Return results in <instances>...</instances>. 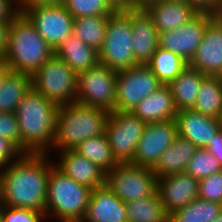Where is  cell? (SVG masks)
Instances as JSON below:
<instances>
[{"mask_svg":"<svg viewBox=\"0 0 222 222\" xmlns=\"http://www.w3.org/2000/svg\"><path fill=\"white\" fill-rule=\"evenodd\" d=\"M48 156V153L23 154L0 170V205L46 214L48 176L54 165Z\"/></svg>","mask_w":222,"mask_h":222,"instance_id":"obj_1","label":"cell"},{"mask_svg":"<svg viewBox=\"0 0 222 222\" xmlns=\"http://www.w3.org/2000/svg\"><path fill=\"white\" fill-rule=\"evenodd\" d=\"M57 105L33 87L25 94L16 109L21 133V151L48 153L55 137Z\"/></svg>","mask_w":222,"mask_h":222,"instance_id":"obj_2","label":"cell"},{"mask_svg":"<svg viewBox=\"0 0 222 222\" xmlns=\"http://www.w3.org/2000/svg\"><path fill=\"white\" fill-rule=\"evenodd\" d=\"M109 113L79 102L58 106L54 142L48 154L75 149L84 140L105 133Z\"/></svg>","mask_w":222,"mask_h":222,"instance_id":"obj_3","label":"cell"},{"mask_svg":"<svg viewBox=\"0 0 222 222\" xmlns=\"http://www.w3.org/2000/svg\"><path fill=\"white\" fill-rule=\"evenodd\" d=\"M53 55L54 49L34 23L25 13H18L11 22L8 49L3 58L12 71L32 76Z\"/></svg>","mask_w":222,"mask_h":222,"instance_id":"obj_4","label":"cell"},{"mask_svg":"<svg viewBox=\"0 0 222 222\" xmlns=\"http://www.w3.org/2000/svg\"><path fill=\"white\" fill-rule=\"evenodd\" d=\"M92 189L67 177L55 165L50 169L46 199V220L81 222Z\"/></svg>","mask_w":222,"mask_h":222,"instance_id":"obj_5","label":"cell"},{"mask_svg":"<svg viewBox=\"0 0 222 222\" xmlns=\"http://www.w3.org/2000/svg\"><path fill=\"white\" fill-rule=\"evenodd\" d=\"M133 32L131 16L117 9L108 19L103 45L99 52V63L120 71L138 65L132 50Z\"/></svg>","mask_w":222,"mask_h":222,"instance_id":"obj_6","label":"cell"},{"mask_svg":"<svg viewBox=\"0 0 222 222\" xmlns=\"http://www.w3.org/2000/svg\"><path fill=\"white\" fill-rule=\"evenodd\" d=\"M32 87L57 106L76 102L77 73L53 55L32 75Z\"/></svg>","mask_w":222,"mask_h":222,"instance_id":"obj_7","label":"cell"},{"mask_svg":"<svg viewBox=\"0 0 222 222\" xmlns=\"http://www.w3.org/2000/svg\"><path fill=\"white\" fill-rule=\"evenodd\" d=\"M157 180L152 168L132 163H118L106 173L105 184L126 203L155 194Z\"/></svg>","mask_w":222,"mask_h":222,"instance_id":"obj_8","label":"cell"},{"mask_svg":"<svg viewBox=\"0 0 222 222\" xmlns=\"http://www.w3.org/2000/svg\"><path fill=\"white\" fill-rule=\"evenodd\" d=\"M117 74L100 63L78 73L76 102L115 111Z\"/></svg>","mask_w":222,"mask_h":222,"instance_id":"obj_9","label":"cell"},{"mask_svg":"<svg viewBox=\"0 0 222 222\" xmlns=\"http://www.w3.org/2000/svg\"><path fill=\"white\" fill-rule=\"evenodd\" d=\"M146 123L131 111H111L105 133L118 163H132Z\"/></svg>","mask_w":222,"mask_h":222,"instance_id":"obj_10","label":"cell"},{"mask_svg":"<svg viewBox=\"0 0 222 222\" xmlns=\"http://www.w3.org/2000/svg\"><path fill=\"white\" fill-rule=\"evenodd\" d=\"M162 86L147 65L118 71L115 111H132L139 102Z\"/></svg>","mask_w":222,"mask_h":222,"instance_id":"obj_11","label":"cell"},{"mask_svg":"<svg viewBox=\"0 0 222 222\" xmlns=\"http://www.w3.org/2000/svg\"><path fill=\"white\" fill-rule=\"evenodd\" d=\"M215 17L211 13L200 12L181 27L159 33V47L171 51L189 63L203 40L207 25Z\"/></svg>","mask_w":222,"mask_h":222,"instance_id":"obj_12","label":"cell"},{"mask_svg":"<svg viewBox=\"0 0 222 222\" xmlns=\"http://www.w3.org/2000/svg\"><path fill=\"white\" fill-rule=\"evenodd\" d=\"M25 14L54 50L72 35L74 17L63 4L36 6L27 10Z\"/></svg>","mask_w":222,"mask_h":222,"instance_id":"obj_13","label":"cell"},{"mask_svg":"<svg viewBox=\"0 0 222 222\" xmlns=\"http://www.w3.org/2000/svg\"><path fill=\"white\" fill-rule=\"evenodd\" d=\"M177 136L175 119L146 124L132 164L153 169L162 153L172 145Z\"/></svg>","mask_w":222,"mask_h":222,"instance_id":"obj_14","label":"cell"},{"mask_svg":"<svg viewBox=\"0 0 222 222\" xmlns=\"http://www.w3.org/2000/svg\"><path fill=\"white\" fill-rule=\"evenodd\" d=\"M123 9L131 16L132 50L135 62L138 65H146L159 47L158 29L142 6L127 5Z\"/></svg>","mask_w":222,"mask_h":222,"instance_id":"obj_15","label":"cell"},{"mask_svg":"<svg viewBox=\"0 0 222 222\" xmlns=\"http://www.w3.org/2000/svg\"><path fill=\"white\" fill-rule=\"evenodd\" d=\"M199 180L183 172L157 180V193L168 215L198 198Z\"/></svg>","mask_w":222,"mask_h":222,"instance_id":"obj_16","label":"cell"},{"mask_svg":"<svg viewBox=\"0 0 222 222\" xmlns=\"http://www.w3.org/2000/svg\"><path fill=\"white\" fill-rule=\"evenodd\" d=\"M205 75L222 72V18L215 17L206 28L203 40L188 63Z\"/></svg>","mask_w":222,"mask_h":222,"instance_id":"obj_17","label":"cell"},{"mask_svg":"<svg viewBox=\"0 0 222 222\" xmlns=\"http://www.w3.org/2000/svg\"><path fill=\"white\" fill-rule=\"evenodd\" d=\"M142 7L152 18L159 33L181 27L200 13L187 0H151Z\"/></svg>","mask_w":222,"mask_h":222,"instance_id":"obj_18","label":"cell"},{"mask_svg":"<svg viewBox=\"0 0 222 222\" xmlns=\"http://www.w3.org/2000/svg\"><path fill=\"white\" fill-rule=\"evenodd\" d=\"M58 158L54 165L67 177L90 189L105 184L106 172L74 149L57 151Z\"/></svg>","mask_w":222,"mask_h":222,"instance_id":"obj_19","label":"cell"},{"mask_svg":"<svg viewBox=\"0 0 222 222\" xmlns=\"http://www.w3.org/2000/svg\"><path fill=\"white\" fill-rule=\"evenodd\" d=\"M81 222H127L125 202L104 184L91 191Z\"/></svg>","mask_w":222,"mask_h":222,"instance_id":"obj_20","label":"cell"},{"mask_svg":"<svg viewBox=\"0 0 222 222\" xmlns=\"http://www.w3.org/2000/svg\"><path fill=\"white\" fill-rule=\"evenodd\" d=\"M175 120L178 136L190 140L202 149H205L220 131L218 118L203 115L192 109L177 112Z\"/></svg>","mask_w":222,"mask_h":222,"instance_id":"obj_21","label":"cell"},{"mask_svg":"<svg viewBox=\"0 0 222 222\" xmlns=\"http://www.w3.org/2000/svg\"><path fill=\"white\" fill-rule=\"evenodd\" d=\"M131 112L146 124L175 119L177 110L170 87L163 85L139 102Z\"/></svg>","mask_w":222,"mask_h":222,"instance_id":"obj_22","label":"cell"},{"mask_svg":"<svg viewBox=\"0 0 222 222\" xmlns=\"http://www.w3.org/2000/svg\"><path fill=\"white\" fill-rule=\"evenodd\" d=\"M198 147L190 140L177 136L161 155L158 163L153 168L157 178L183 173L187 164L195 155Z\"/></svg>","mask_w":222,"mask_h":222,"instance_id":"obj_23","label":"cell"},{"mask_svg":"<svg viewBox=\"0 0 222 222\" xmlns=\"http://www.w3.org/2000/svg\"><path fill=\"white\" fill-rule=\"evenodd\" d=\"M54 55L67 63L77 74L99 64V52L73 34L57 46Z\"/></svg>","mask_w":222,"mask_h":222,"instance_id":"obj_24","label":"cell"},{"mask_svg":"<svg viewBox=\"0 0 222 222\" xmlns=\"http://www.w3.org/2000/svg\"><path fill=\"white\" fill-rule=\"evenodd\" d=\"M206 75L187 65L168 85L171 89L177 112L193 109L202 79Z\"/></svg>","mask_w":222,"mask_h":222,"instance_id":"obj_25","label":"cell"},{"mask_svg":"<svg viewBox=\"0 0 222 222\" xmlns=\"http://www.w3.org/2000/svg\"><path fill=\"white\" fill-rule=\"evenodd\" d=\"M194 111L213 118L222 113V83L217 75H206L199 87Z\"/></svg>","mask_w":222,"mask_h":222,"instance_id":"obj_26","label":"cell"},{"mask_svg":"<svg viewBox=\"0 0 222 222\" xmlns=\"http://www.w3.org/2000/svg\"><path fill=\"white\" fill-rule=\"evenodd\" d=\"M32 87V76L11 72L0 87V112L15 113L18 104Z\"/></svg>","mask_w":222,"mask_h":222,"instance_id":"obj_27","label":"cell"},{"mask_svg":"<svg viewBox=\"0 0 222 222\" xmlns=\"http://www.w3.org/2000/svg\"><path fill=\"white\" fill-rule=\"evenodd\" d=\"M125 205L127 222H169V215L157 192L149 197L128 201Z\"/></svg>","mask_w":222,"mask_h":222,"instance_id":"obj_28","label":"cell"},{"mask_svg":"<svg viewBox=\"0 0 222 222\" xmlns=\"http://www.w3.org/2000/svg\"><path fill=\"white\" fill-rule=\"evenodd\" d=\"M74 150L98 165L106 173L118 165L106 133L84 140Z\"/></svg>","mask_w":222,"mask_h":222,"instance_id":"obj_29","label":"cell"},{"mask_svg":"<svg viewBox=\"0 0 222 222\" xmlns=\"http://www.w3.org/2000/svg\"><path fill=\"white\" fill-rule=\"evenodd\" d=\"M110 16L98 15L74 18L72 34L86 45L99 51L103 45Z\"/></svg>","mask_w":222,"mask_h":222,"instance_id":"obj_30","label":"cell"},{"mask_svg":"<svg viewBox=\"0 0 222 222\" xmlns=\"http://www.w3.org/2000/svg\"><path fill=\"white\" fill-rule=\"evenodd\" d=\"M146 65L163 85H169L188 62L171 51L158 47Z\"/></svg>","mask_w":222,"mask_h":222,"instance_id":"obj_31","label":"cell"},{"mask_svg":"<svg viewBox=\"0 0 222 222\" xmlns=\"http://www.w3.org/2000/svg\"><path fill=\"white\" fill-rule=\"evenodd\" d=\"M222 212V204L200 198L169 215V222H212Z\"/></svg>","mask_w":222,"mask_h":222,"instance_id":"obj_32","label":"cell"},{"mask_svg":"<svg viewBox=\"0 0 222 222\" xmlns=\"http://www.w3.org/2000/svg\"><path fill=\"white\" fill-rule=\"evenodd\" d=\"M62 4L74 18L112 15L118 9L110 0H64Z\"/></svg>","mask_w":222,"mask_h":222,"instance_id":"obj_33","label":"cell"},{"mask_svg":"<svg viewBox=\"0 0 222 222\" xmlns=\"http://www.w3.org/2000/svg\"><path fill=\"white\" fill-rule=\"evenodd\" d=\"M221 171L222 165L219 161L207 149L198 148L187 164L185 173L202 180Z\"/></svg>","mask_w":222,"mask_h":222,"instance_id":"obj_34","label":"cell"},{"mask_svg":"<svg viewBox=\"0 0 222 222\" xmlns=\"http://www.w3.org/2000/svg\"><path fill=\"white\" fill-rule=\"evenodd\" d=\"M198 198L222 204V171L199 180Z\"/></svg>","mask_w":222,"mask_h":222,"instance_id":"obj_35","label":"cell"},{"mask_svg":"<svg viewBox=\"0 0 222 222\" xmlns=\"http://www.w3.org/2000/svg\"><path fill=\"white\" fill-rule=\"evenodd\" d=\"M3 222H44L45 214L39 211L0 205Z\"/></svg>","mask_w":222,"mask_h":222,"instance_id":"obj_36","label":"cell"},{"mask_svg":"<svg viewBox=\"0 0 222 222\" xmlns=\"http://www.w3.org/2000/svg\"><path fill=\"white\" fill-rule=\"evenodd\" d=\"M0 136L8 139L21 150V133L15 113L0 112Z\"/></svg>","mask_w":222,"mask_h":222,"instance_id":"obj_37","label":"cell"},{"mask_svg":"<svg viewBox=\"0 0 222 222\" xmlns=\"http://www.w3.org/2000/svg\"><path fill=\"white\" fill-rule=\"evenodd\" d=\"M23 154L15 144L0 136V170L17 161Z\"/></svg>","mask_w":222,"mask_h":222,"instance_id":"obj_38","label":"cell"},{"mask_svg":"<svg viewBox=\"0 0 222 222\" xmlns=\"http://www.w3.org/2000/svg\"><path fill=\"white\" fill-rule=\"evenodd\" d=\"M18 13L17 0H0V22L11 23Z\"/></svg>","mask_w":222,"mask_h":222,"instance_id":"obj_39","label":"cell"},{"mask_svg":"<svg viewBox=\"0 0 222 222\" xmlns=\"http://www.w3.org/2000/svg\"><path fill=\"white\" fill-rule=\"evenodd\" d=\"M199 12L216 15L220 9L222 0H187Z\"/></svg>","mask_w":222,"mask_h":222,"instance_id":"obj_40","label":"cell"},{"mask_svg":"<svg viewBox=\"0 0 222 222\" xmlns=\"http://www.w3.org/2000/svg\"><path fill=\"white\" fill-rule=\"evenodd\" d=\"M64 0H17L19 13L40 5L62 4Z\"/></svg>","mask_w":222,"mask_h":222,"instance_id":"obj_41","label":"cell"},{"mask_svg":"<svg viewBox=\"0 0 222 222\" xmlns=\"http://www.w3.org/2000/svg\"><path fill=\"white\" fill-rule=\"evenodd\" d=\"M207 149L222 165V131L220 130L209 142Z\"/></svg>","mask_w":222,"mask_h":222,"instance_id":"obj_42","label":"cell"},{"mask_svg":"<svg viewBox=\"0 0 222 222\" xmlns=\"http://www.w3.org/2000/svg\"><path fill=\"white\" fill-rule=\"evenodd\" d=\"M10 26L11 23L0 22V58H4V55L8 49Z\"/></svg>","mask_w":222,"mask_h":222,"instance_id":"obj_43","label":"cell"},{"mask_svg":"<svg viewBox=\"0 0 222 222\" xmlns=\"http://www.w3.org/2000/svg\"><path fill=\"white\" fill-rule=\"evenodd\" d=\"M12 72V69L3 58H0V87L3 85L6 77Z\"/></svg>","mask_w":222,"mask_h":222,"instance_id":"obj_44","label":"cell"},{"mask_svg":"<svg viewBox=\"0 0 222 222\" xmlns=\"http://www.w3.org/2000/svg\"><path fill=\"white\" fill-rule=\"evenodd\" d=\"M151 0H128V6H143Z\"/></svg>","mask_w":222,"mask_h":222,"instance_id":"obj_45","label":"cell"},{"mask_svg":"<svg viewBox=\"0 0 222 222\" xmlns=\"http://www.w3.org/2000/svg\"><path fill=\"white\" fill-rule=\"evenodd\" d=\"M118 9L128 5V0H110Z\"/></svg>","mask_w":222,"mask_h":222,"instance_id":"obj_46","label":"cell"},{"mask_svg":"<svg viewBox=\"0 0 222 222\" xmlns=\"http://www.w3.org/2000/svg\"><path fill=\"white\" fill-rule=\"evenodd\" d=\"M212 222H222V212L217 217H215Z\"/></svg>","mask_w":222,"mask_h":222,"instance_id":"obj_47","label":"cell"},{"mask_svg":"<svg viewBox=\"0 0 222 222\" xmlns=\"http://www.w3.org/2000/svg\"><path fill=\"white\" fill-rule=\"evenodd\" d=\"M215 16H217L219 18H222V3H221V6H220V9H219L218 13Z\"/></svg>","mask_w":222,"mask_h":222,"instance_id":"obj_48","label":"cell"},{"mask_svg":"<svg viewBox=\"0 0 222 222\" xmlns=\"http://www.w3.org/2000/svg\"><path fill=\"white\" fill-rule=\"evenodd\" d=\"M219 124H220V130L222 131V113L219 116Z\"/></svg>","mask_w":222,"mask_h":222,"instance_id":"obj_49","label":"cell"},{"mask_svg":"<svg viewBox=\"0 0 222 222\" xmlns=\"http://www.w3.org/2000/svg\"><path fill=\"white\" fill-rule=\"evenodd\" d=\"M0 222H3V217H2L1 212H0Z\"/></svg>","mask_w":222,"mask_h":222,"instance_id":"obj_50","label":"cell"},{"mask_svg":"<svg viewBox=\"0 0 222 222\" xmlns=\"http://www.w3.org/2000/svg\"><path fill=\"white\" fill-rule=\"evenodd\" d=\"M219 78H220L221 83H222V72L220 73Z\"/></svg>","mask_w":222,"mask_h":222,"instance_id":"obj_51","label":"cell"}]
</instances>
